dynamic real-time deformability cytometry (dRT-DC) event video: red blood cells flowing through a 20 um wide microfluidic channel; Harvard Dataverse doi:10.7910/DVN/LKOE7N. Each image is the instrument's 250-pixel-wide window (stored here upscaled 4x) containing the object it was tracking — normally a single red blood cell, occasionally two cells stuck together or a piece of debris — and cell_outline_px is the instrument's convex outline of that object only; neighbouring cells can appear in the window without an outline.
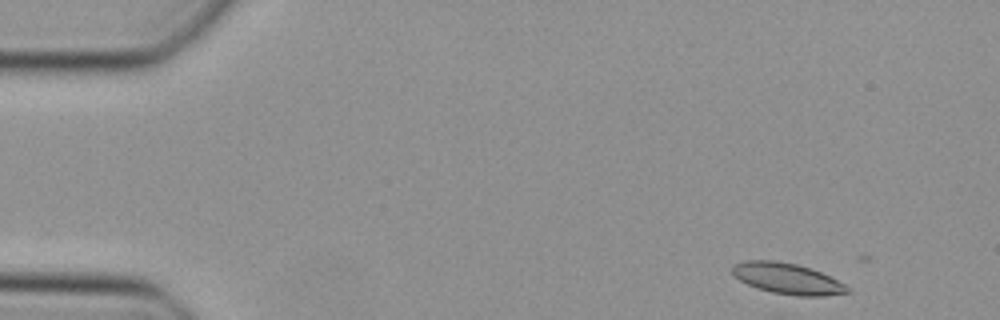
{"species": "Egyptian fruit bat (a non-hibernating species)", "species_latin": "Rousettus aegyptiacus", "temperature_condition": "cold", "stored_images_in_passage": 6, "camera_frame_rate_fps": 3000, "um_per_image_px": 0.085, "animal": {"sex": "female"}, "frame": {"image": 1, "passage_image": 2, "time_ms": 0.333, "image_size_px": [1000, 320], "cell_outline_px": [[852, 292], [824, 296], [796, 296], [772, 292], [756, 288], [740, 280], [732, 272], [732, 264], [744, 260], [776, 260], [796, 264], [820, 272], [852, 288]], "centroid_in_image_um": [66.92, 23.68], "position_along_channel_um": 18.1, "area_um2": 20.75}}